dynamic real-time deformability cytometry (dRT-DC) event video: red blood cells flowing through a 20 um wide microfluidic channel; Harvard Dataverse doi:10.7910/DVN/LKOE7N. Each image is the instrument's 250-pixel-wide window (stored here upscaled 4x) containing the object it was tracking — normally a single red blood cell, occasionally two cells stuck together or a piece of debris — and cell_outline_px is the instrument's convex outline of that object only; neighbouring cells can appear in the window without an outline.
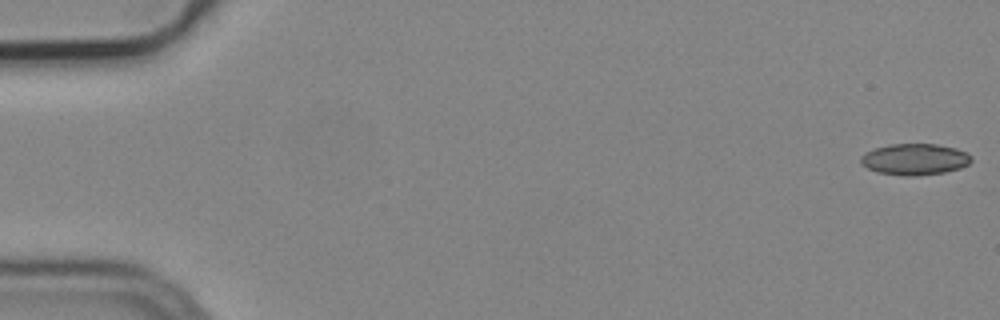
{"species": "common noctule bat (a hibernating species)", "species_latin": "Nyctalus noctula", "temperature_condition": "cold", "stored_images_in_passage": 51, "camera_frame_rate_fps": 3000, "um_per_image_px": 0.085, "animal": {"sex": "male", "body_mass_g": 19.2, "forearm_length_mm": 51.8}, "frame": {"image": 1, "passage_image": 1, "time_ms": 0.0, "image_size_px": [1000, 320], "cell_outline_px": [[972, 160], [968, 164], [960, 168], [944, 172], [916, 176], [904, 176], [880, 172], [868, 168], [860, 164], [860, 156], [864, 152], [888, 144], [936, 144], [956, 148], [968, 152], [972, 156]], "centroid_in_image_um": [77.76, 13.53], "position_along_channel_um": 7.2, "area_um2": 20.29}}
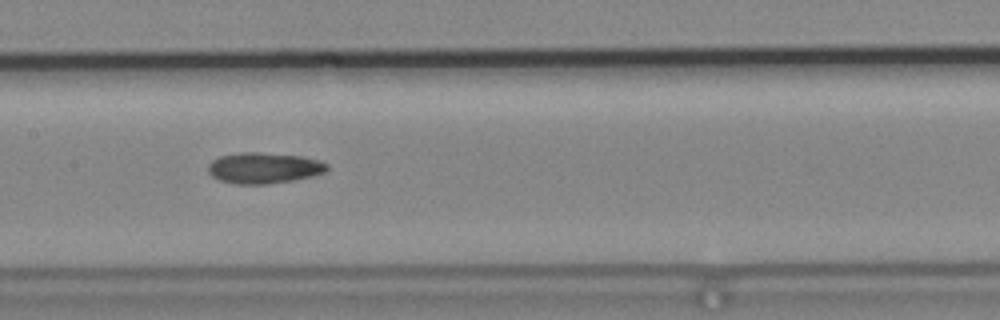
{"frame": {"image": 2, "passage_image": 27, "time_ms": 8.667, "image_size_px": [1000, 320], "cell_outline_px": [[328, 168], [324, 172], [292, 180], [268, 184], [236, 184], [220, 180], [212, 176], [208, 172], [208, 164], [212, 160], [220, 156], [240, 152], [260, 152], [300, 156], [316, 160], [328, 164]], "centroid_in_image_um": [22.37, 14.27], "position_along_channel_um": 185.0, "area_um2": 21.21}}
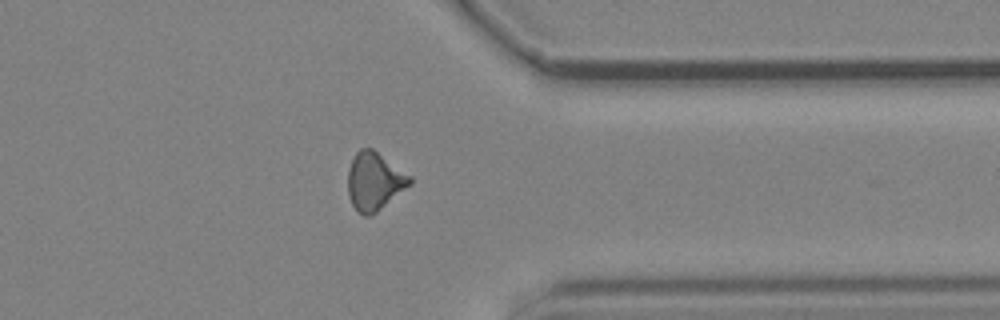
{"frame": {"image": 3, "passage_image": 43, "time_ms": 14.0, "image_size_px": [1000, 320], "cell_outline_px": [[412, 184], [376, 212], [368, 216], [364, 216], [352, 204], [348, 196], [348, 168], [356, 152], [360, 148], [372, 148], [412, 176]], "centroid_in_image_um": [31.83, 15.39], "position_along_channel_um": 379.6, "area_um2": 20.87}}